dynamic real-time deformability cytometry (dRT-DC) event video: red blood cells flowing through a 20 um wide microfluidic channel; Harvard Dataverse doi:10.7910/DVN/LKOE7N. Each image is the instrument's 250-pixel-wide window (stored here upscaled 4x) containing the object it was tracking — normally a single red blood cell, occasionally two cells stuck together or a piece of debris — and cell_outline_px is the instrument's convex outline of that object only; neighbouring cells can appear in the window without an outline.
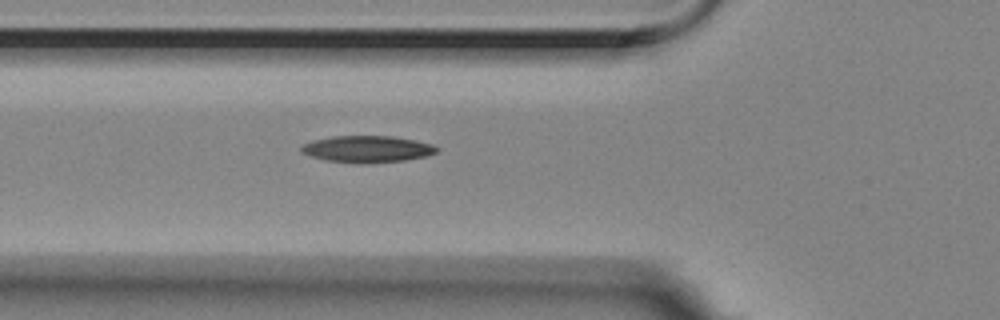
{"species": "Egyptian fruit bat (a non-hibernating species)", "species_latin": "Rousettus aegyptiacus", "temperature_condition": "room temperature", "stored_images_in_passage": 6, "camera_frame_rate_fps": 3000, "um_per_image_px": 0.085, "animal": {"sex": "female"}, "frame": {"image": 1, "passage_image": 6, "time_ms": 1.667, "image_size_px": [1000, 320], "cell_outline_px": [[440, 148], [436, 152], [424, 156], [404, 160], [364, 164], [360, 164], [324, 160], [300, 152], [300, 148], [304, 144], [312, 140], [332, 136], [392, 136], [416, 140], [432, 144]], "centroid_in_image_um": [31.2, 12.67], "position_along_channel_um": 94.6, "area_um2": 21.15}}